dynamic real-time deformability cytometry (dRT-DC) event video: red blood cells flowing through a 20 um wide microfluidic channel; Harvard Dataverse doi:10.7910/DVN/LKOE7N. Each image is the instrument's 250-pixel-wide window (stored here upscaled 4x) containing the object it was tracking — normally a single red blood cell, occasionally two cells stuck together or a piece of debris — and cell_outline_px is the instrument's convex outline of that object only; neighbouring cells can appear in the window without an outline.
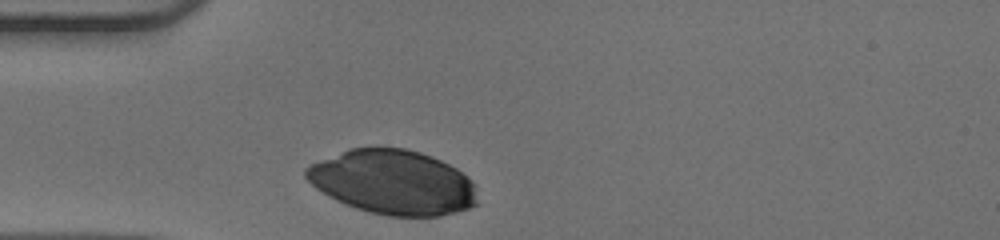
{"species": "human", "species_latin": "Homo sapiens", "temperature_condition": "warm", "stored_images_in_passage": 27, "camera_frame_rate_fps": 3000, "um_per_image_px": 0.085, "donor": {"sex": "male"}, "frame": {"image": 1, "passage_image": 1, "time_ms": 0.0, "image_size_px": [1000, 240], "cell_outline_px": [[480, 204], [456, 212], [440, 216], [388, 216], [368, 212], [356, 208], [336, 200], [328, 196], [316, 188], [304, 176], [304, 168], [312, 164], [352, 148], [404, 148], [420, 152], [432, 156], [456, 168], [472, 180], [476, 184]], "centroid_in_image_um": [33.46, 15.51], "position_along_channel_um": 51.5, "area_um2": 64.39}}